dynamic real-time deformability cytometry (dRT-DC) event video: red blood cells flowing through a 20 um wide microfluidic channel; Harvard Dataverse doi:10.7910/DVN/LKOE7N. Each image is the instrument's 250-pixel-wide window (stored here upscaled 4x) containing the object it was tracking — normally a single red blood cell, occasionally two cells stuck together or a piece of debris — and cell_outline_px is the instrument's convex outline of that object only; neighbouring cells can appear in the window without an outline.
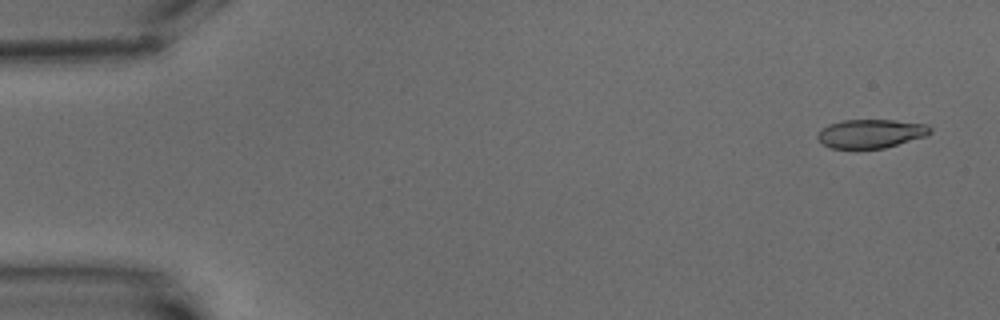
{"species": "common noctule bat (a hibernating species)", "species_latin": "Nyctalus noctula", "temperature_condition": "warm", "stored_images_in_passage": 9, "camera_frame_rate_fps": 3000, "um_per_image_px": 0.085, "animal": {"sex": "male", "body_mass_g": 15.6}, "frame": {"image": 1, "passage_image": 1, "time_ms": 0.0, "image_size_px": [1000, 320], "cell_outline_px": [[932, 132], [928, 136], [884, 148], [832, 148], [824, 144], [816, 136], [828, 124], [844, 120], [892, 120], [928, 124], [932, 128]], "centroid_in_image_um": [74.1, 11.35], "position_along_channel_um": 10.9, "area_um2": 18.79}}
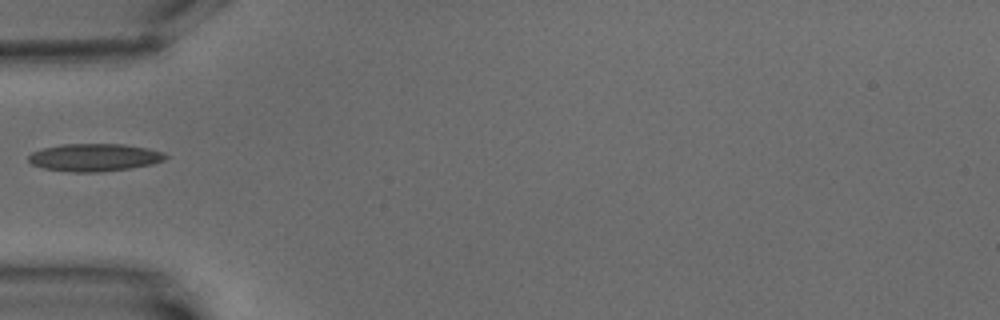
{"frame": {"image": 2, "passage_image": 6, "time_ms": 6.0, "image_size_px": [1000, 320], "cell_outline_px": [[168, 156], [164, 160], [152, 164], [128, 168], [100, 172], [72, 172], [44, 168], [32, 164], [28, 160], [28, 156], [32, 152], [44, 148], [60, 144], [124, 144], [148, 148], [164, 152]], "centroid_in_image_um": [8.03, 13.37], "position_along_channel_um": 77.0, "area_um2": 22.02}}
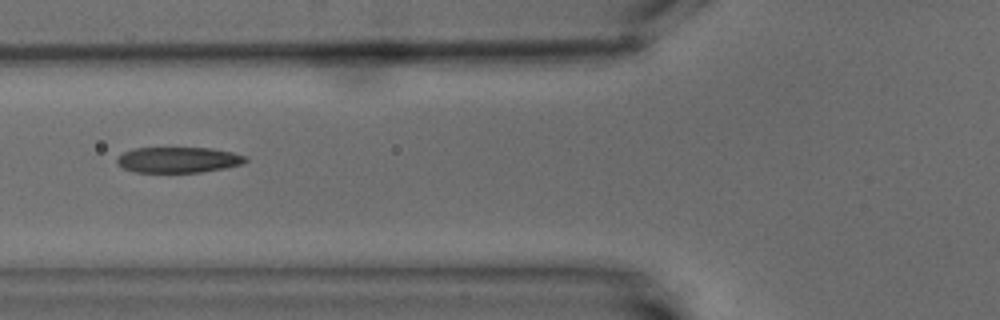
{"frame": {"image": 3, "passage_image": 7, "time_ms": 7.0, "image_size_px": [1000, 320], "cell_outline_px": [[248, 160], [244, 164], [224, 168], [200, 172], [136, 172], [124, 168], [116, 164], [116, 160], [124, 152], [132, 148], [212, 148], [232, 152], [248, 156]], "centroid_in_image_um": [15.19, 13.58], "position_along_channel_um": 110.6, "area_um2": 19.31}}